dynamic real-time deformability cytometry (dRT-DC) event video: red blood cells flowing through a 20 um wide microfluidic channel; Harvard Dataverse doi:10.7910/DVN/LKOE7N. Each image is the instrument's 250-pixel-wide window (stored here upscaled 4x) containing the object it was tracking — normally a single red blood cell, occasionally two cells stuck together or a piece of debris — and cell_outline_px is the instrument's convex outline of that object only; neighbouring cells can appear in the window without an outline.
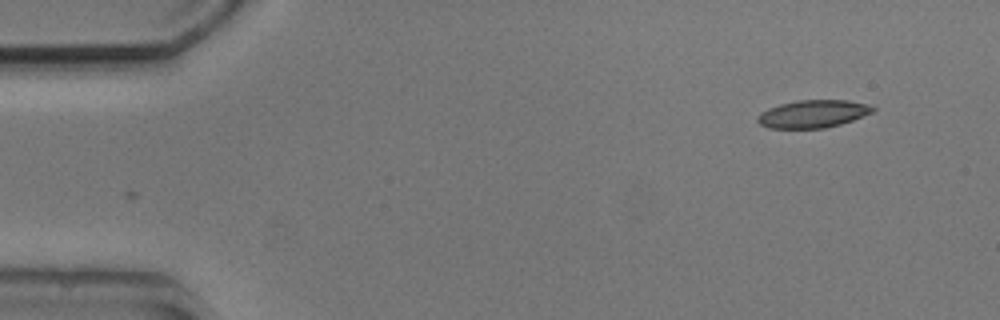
{"species": "common noctule bat (a hibernating species)", "species_latin": "Nyctalus noctula", "temperature_condition": "cold", "stored_images_in_passage": 2, "camera_frame_rate_fps": 3000, "um_per_image_px": 0.085, "animal": {"sex": "male", "body_mass_g": 20.5, "forearm_length_mm": 52.5}, "frame": {"image": 1, "passage_image": 2, "time_ms": 1.0, "image_size_px": [1000, 320], "cell_outline_px": [[876, 108], [872, 112], [852, 120], [840, 124], [824, 128], [768, 128], [760, 124], [756, 120], [760, 112], [768, 108], [780, 104], [796, 100], [848, 100], [872, 104]], "centroid_in_image_um": [69.1, 9.67], "position_along_channel_um": 15.9, "area_um2": 18.67}}